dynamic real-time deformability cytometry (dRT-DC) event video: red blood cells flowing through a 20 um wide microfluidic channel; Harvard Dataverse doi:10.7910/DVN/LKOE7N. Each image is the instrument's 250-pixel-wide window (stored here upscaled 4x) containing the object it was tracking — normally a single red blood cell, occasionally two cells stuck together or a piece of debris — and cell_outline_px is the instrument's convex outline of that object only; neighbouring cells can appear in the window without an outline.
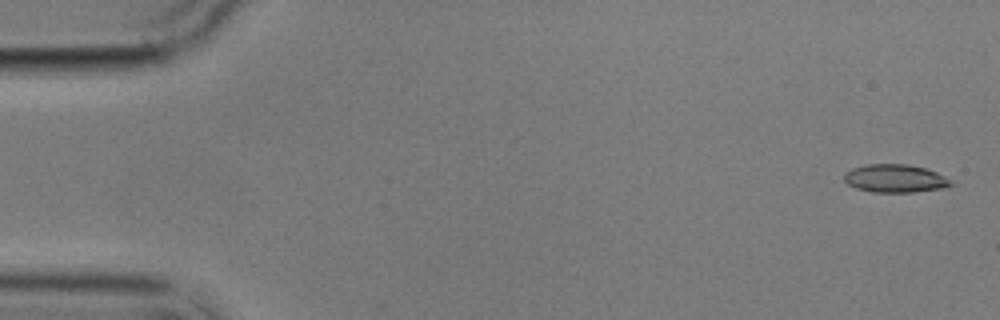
{"species": "common noctule bat (a hibernating species)", "species_latin": "Nyctalus noctula", "temperature_condition": "cold", "stored_images_in_passage": 4, "camera_frame_rate_fps": 3000, "um_per_image_px": 0.085, "animal": {"sex": "male", "body_mass_g": 17.9}, "frame": {"image": 1, "passage_image": 1, "time_ms": 0.0, "image_size_px": [1000, 320], "cell_outline_px": [[952, 184], [948, 188], [912, 192], [872, 192], [856, 188], [848, 184], [844, 180], [844, 176], [852, 168], [868, 164], [908, 164], [924, 168], [936, 172], [944, 176]], "centroid_in_image_um": [76.09, 15.17], "position_along_channel_um": 8.9, "area_um2": 17.34}}
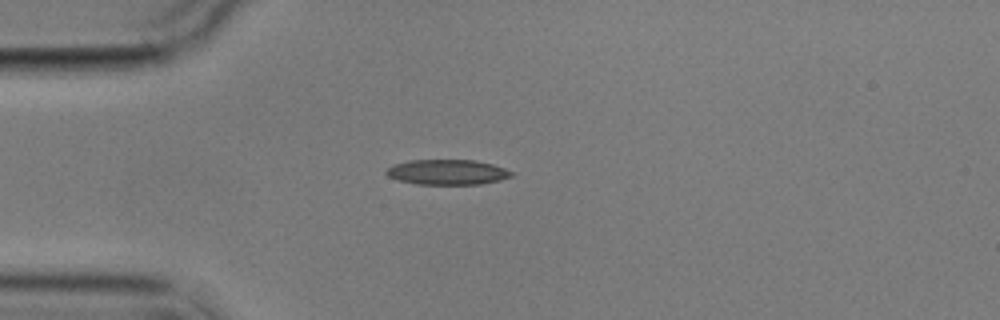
{"frame": {"image": 2, "passage_image": 4, "time_ms": 4.333, "image_size_px": [1000, 320], "cell_outline_px": [[512, 176], [500, 180], [480, 184], [416, 184], [396, 180], [388, 176], [384, 172], [392, 164], [408, 160], [476, 160], [492, 164], [504, 168], [512, 172]], "centroid_in_image_um": [37.97, 14.63], "position_along_channel_um": 47.0, "area_um2": 18.44}}